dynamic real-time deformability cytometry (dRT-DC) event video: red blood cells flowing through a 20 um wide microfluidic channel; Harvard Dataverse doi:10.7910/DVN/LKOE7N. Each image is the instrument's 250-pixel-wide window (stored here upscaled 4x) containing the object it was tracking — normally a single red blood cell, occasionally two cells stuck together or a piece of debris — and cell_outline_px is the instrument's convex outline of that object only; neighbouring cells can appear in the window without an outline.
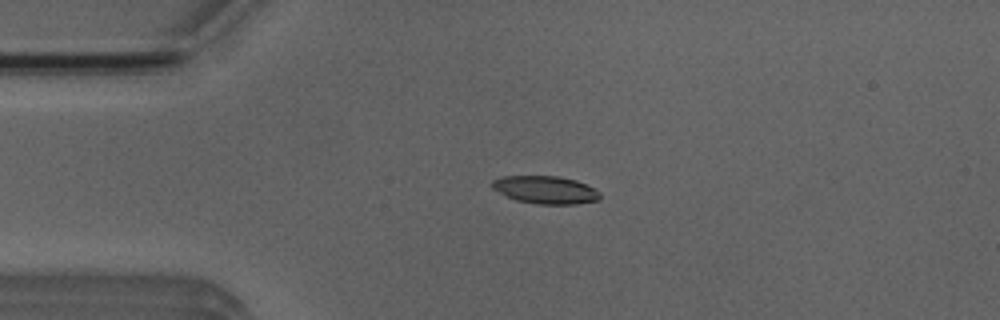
{"species": "Egyptian fruit bat (a non-hibernating species)", "species_latin": "Rousettus aegyptiacus", "temperature_condition": "room temperature", "stored_images_in_passage": 4, "camera_frame_rate_fps": 3000, "um_per_image_px": 0.085, "animal": {"sex": "male"}, "frame": {"image": 1, "passage_image": 3, "time_ms": 2.333, "image_size_px": [1000, 320], "cell_outline_px": [[600, 200], [576, 204], [536, 204], [516, 200], [492, 188], [492, 180], [500, 176], [560, 176], [576, 180], [600, 192]], "centroid_in_image_um": [46.37, 16.13], "position_along_channel_um": 38.6, "area_um2": 17.4}}